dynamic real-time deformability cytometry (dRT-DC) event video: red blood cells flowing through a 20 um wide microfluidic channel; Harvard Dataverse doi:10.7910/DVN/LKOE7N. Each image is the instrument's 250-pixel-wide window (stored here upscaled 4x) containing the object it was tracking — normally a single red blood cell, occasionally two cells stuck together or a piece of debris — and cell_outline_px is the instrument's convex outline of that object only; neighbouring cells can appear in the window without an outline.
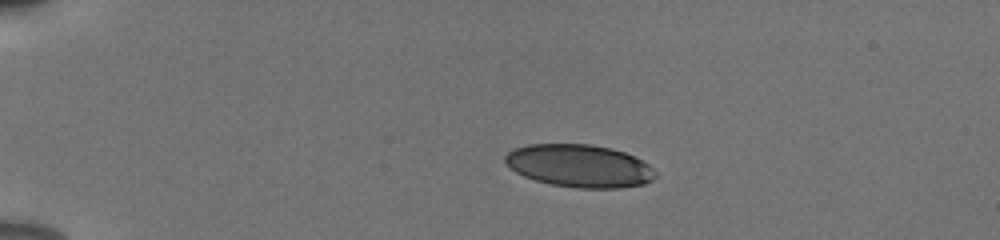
{"species": "human", "species_latin": "Homo sapiens", "temperature_condition": "cold", "stored_images_in_passage": 43, "camera_frame_rate_fps": 3000, "um_per_image_px": 0.085, "donor": {"sex": "male"}, "frame": {"image": 1, "passage_image": 1, "time_ms": 0.0, "image_size_px": [1000, 240], "cell_outline_px": [[656, 176], [652, 180], [644, 184], [620, 188], [576, 188], [552, 184], [536, 180], [524, 176], [516, 172], [504, 160], [504, 156], [512, 148], [528, 144], [588, 144], [612, 148], [624, 152], [648, 164], [656, 172]], "centroid_in_image_um": [49.24, 14.09], "position_along_channel_um": 35.8, "area_um2": 37.34}}
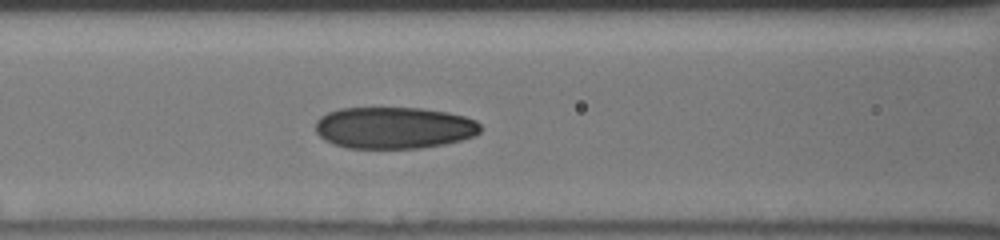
{"frame": {"image": 2, "passage_image": 14, "time_ms": 4.333, "image_size_px": [1000, 240], "cell_outline_px": [[484, 128], [476, 136], [444, 144], [420, 148], [348, 148], [332, 144], [324, 140], [316, 132], [316, 120], [320, 116], [328, 112], [340, 108], [420, 108], [448, 112], [464, 116], [476, 120]], "centroid_in_image_um": [33.5, 10.86], "position_along_channel_um": 133.1, "area_um2": 40.46}}
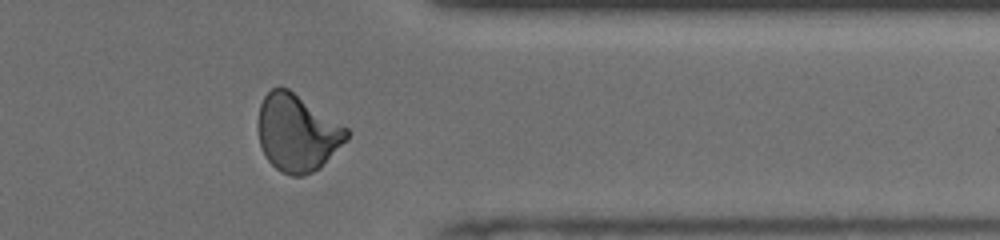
{"frame": {"image": 3, "passage_image": 34, "time_ms": 11.0, "image_size_px": [1000, 240], "cell_outline_px": [[348, 140], [320, 168], [304, 176], [292, 176], [280, 172], [268, 160], [260, 144], [256, 128], [256, 124], [260, 104], [264, 96], [272, 88], [288, 88], [348, 128]], "centroid_in_image_um": [25.25, 11.31], "position_along_channel_um": 386.2, "area_um2": 40.0}, "authors_computed_cell_mechanics": {"area_um2": 39.4774, "velocity_mm_per_s": 3.8682, "shape_relaxation_time_tau1_ms": 6.9806, "shape_relaxation_time_tau2_ms": 1.3736, "deformation_change_tau1": 0.191, "deformation_change_tau2": 0.0633}}